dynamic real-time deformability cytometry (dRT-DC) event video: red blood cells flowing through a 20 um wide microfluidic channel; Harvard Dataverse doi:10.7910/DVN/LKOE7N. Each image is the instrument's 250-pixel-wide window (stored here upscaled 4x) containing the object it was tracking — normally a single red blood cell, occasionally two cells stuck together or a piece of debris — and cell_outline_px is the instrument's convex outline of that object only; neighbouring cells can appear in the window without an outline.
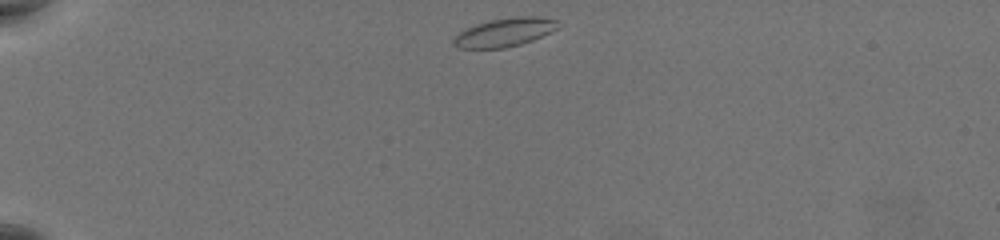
{"species": "common noctule bat (a hibernating species)", "species_latin": "Nyctalus noctula", "temperature_condition": "warm", "stored_images_in_passage": 34, "camera_frame_rate_fps": 3000, "um_per_image_px": 0.085, "animal": {"sex": "female", "body_mass_g": 19.5, "forearm_length_mm": 54.1}, "frame": {"image": 1, "passage_image": 1, "time_ms": 0.0, "image_size_px": [1000, 240], "cell_outline_px": [[560, 28], [532, 40], [520, 44], [504, 48], [460, 48], [452, 44], [452, 40], [460, 32], [476, 24], [488, 20], [516, 16], [540, 16], [556, 20]], "centroid_in_image_um": [42.91, 2.73], "position_along_channel_um": 42.1, "area_um2": 17.34}}
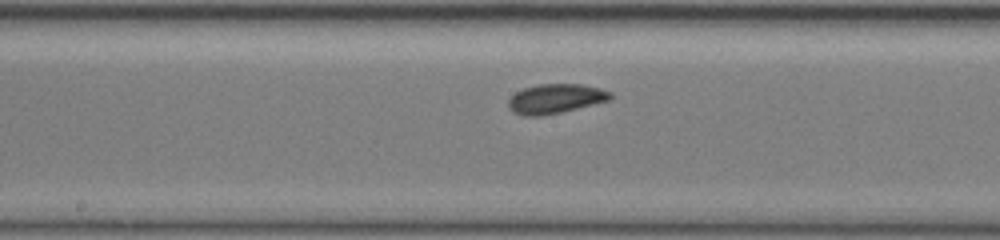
{"frame": {"image": 2, "passage_image": 17, "time_ms": 5.333, "image_size_px": [1000, 240], "cell_outline_px": [[612, 100], [544, 116], [524, 116], [512, 112], [508, 108], [508, 100], [516, 92], [524, 88], [540, 84], [580, 84], [600, 88], [612, 92]], "centroid_in_image_um": [47.22, 8.4], "position_along_channel_um": 201.0, "area_um2": 17.69}}
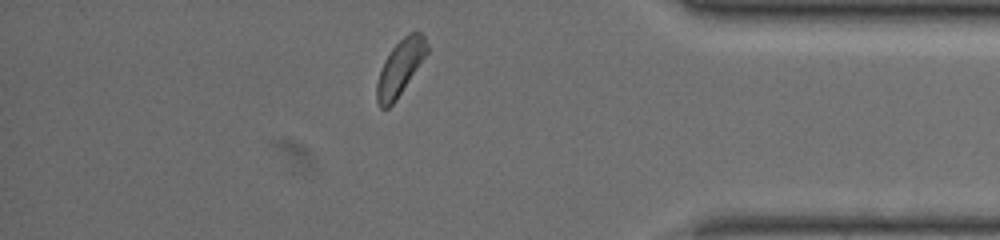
{"frame": {"image": 3, "passage_image": 29, "time_ms": 9.333, "image_size_px": [1000, 240], "cell_outline_px": [[428, 52], [396, 100], [388, 108], [380, 108], [376, 100], [376, 84], [384, 60], [392, 48], [408, 32], [420, 32], [424, 36], [428, 44]], "centroid_in_image_um": [34.0, 5.75], "position_along_channel_um": 401.2, "area_um2": 16.01}}